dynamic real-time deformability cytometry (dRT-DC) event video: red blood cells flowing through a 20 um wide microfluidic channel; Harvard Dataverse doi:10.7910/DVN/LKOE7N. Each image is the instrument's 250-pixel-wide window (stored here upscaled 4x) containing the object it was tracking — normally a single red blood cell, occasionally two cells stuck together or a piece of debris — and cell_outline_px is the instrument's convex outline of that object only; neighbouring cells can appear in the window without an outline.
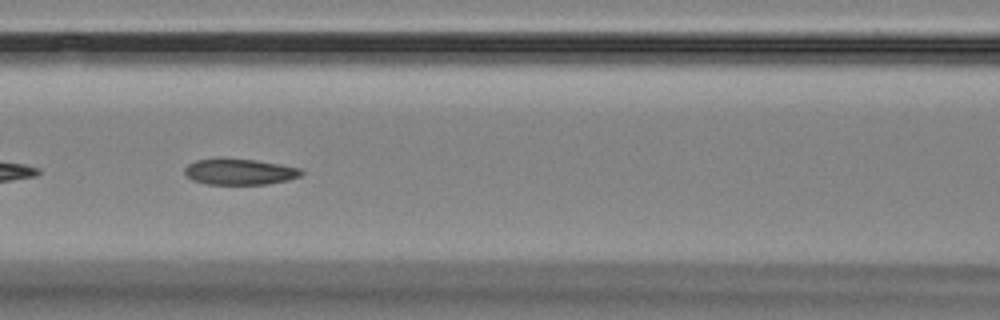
{"species": "Egyptian fruit bat (a non-hibernating species)", "species_latin": "Rousettus aegyptiacus", "temperature_condition": "room temperature", "stored_images_in_passage": 15, "segment_of_instrument_passage": [2, 2], "camera_frame_rate_fps": 3000, "um_per_image_px": 0.085, "animal": {"sex": "female"}, "frame": {"image": 1, "passage_image": 6, "time_ms": 5.667, "image_size_px": [1000, 320], "cell_outline_px": [[304, 172], [300, 176], [288, 180], [264, 184], [208, 184], [192, 180], [184, 172], [184, 168], [188, 164], [196, 160], [256, 160], [280, 164], [300, 168]], "centroid_in_image_um": [20.39, 14.62], "position_along_channel_um": 146.2, "area_um2": 17.17}}
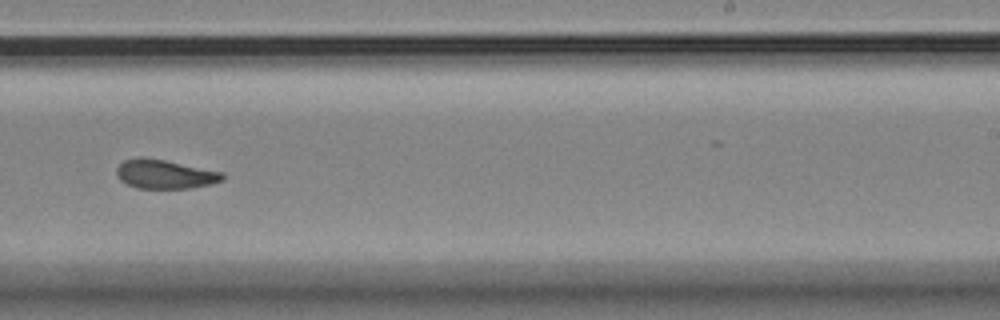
{"frame": {"image": 2, "passage_image": 9, "time_ms": 9.333, "image_size_px": [1000, 320], "cell_outline_px": [[224, 180], [212, 184], [188, 188], [136, 188], [120, 180], [116, 176], [116, 168], [124, 160], [136, 156], [144, 156], [224, 172]], "centroid_in_image_um": [13.99, 14.79], "position_along_channel_um": 275.0, "area_um2": 18.09}}
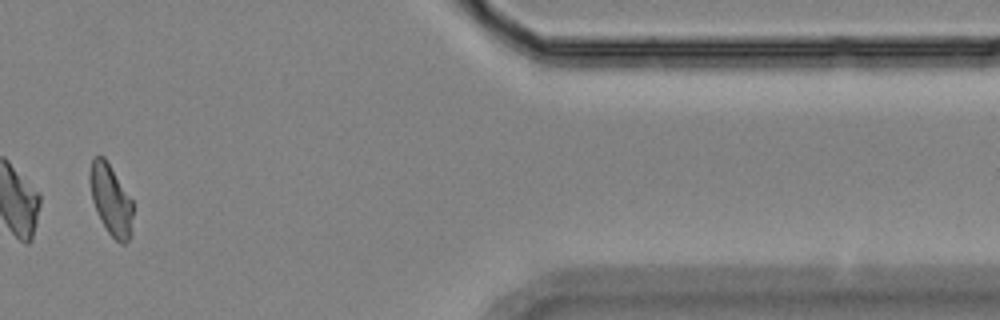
{"frame": {"image": 3, "passage_image": 13, "time_ms": 14.0, "image_size_px": [1000, 320], "cell_outline_px": [[132, 236], [124, 244], [120, 244], [108, 232], [100, 220], [96, 212], [92, 200], [88, 180], [88, 172], [92, 156], [104, 156], [132, 200]], "centroid_in_image_um": [9.39, 16.98], "position_along_channel_um": 402.0, "area_um2": 18.03}}